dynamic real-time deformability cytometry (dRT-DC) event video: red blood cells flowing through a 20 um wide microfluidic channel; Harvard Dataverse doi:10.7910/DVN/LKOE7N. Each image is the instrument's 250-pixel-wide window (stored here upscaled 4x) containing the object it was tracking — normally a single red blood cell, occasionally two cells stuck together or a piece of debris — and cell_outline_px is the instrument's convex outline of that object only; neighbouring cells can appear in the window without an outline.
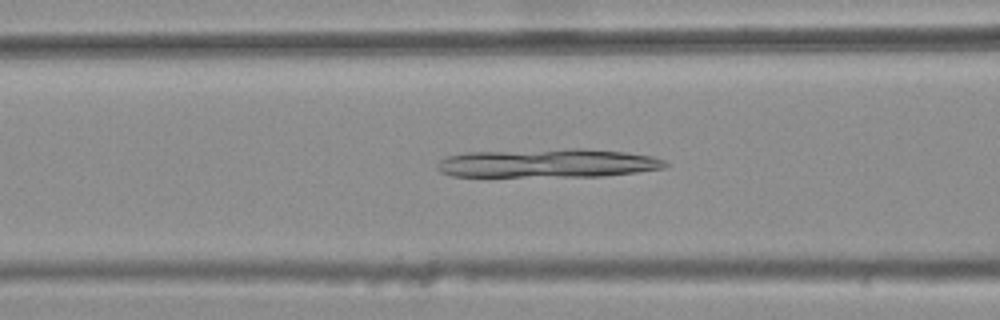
{"species": "common noctule bat (a hibernating species)", "species_latin": "Nyctalus noctula", "temperature_condition": "warm", "stored_images_in_passage": 45, "camera_frame_rate_fps": 3000, "um_per_image_px": 0.085, "animal": {"sex": "female", "body_mass_g": 25.1}, "frame": {"image": 1, "passage_image": 20, "time_ms": 6.333, "image_size_px": [1000, 320], "cell_outline_px": [[668, 168], [636, 172], [600, 176], [452, 176], [440, 172], [436, 168], [436, 164], [440, 160], [448, 156], [468, 152], [568, 148], [588, 148], [628, 152], [652, 156], [664, 160], [668, 164]], "centroid_in_image_um": [46.6, 13.86], "position_along_channel_um": 120.0, "area_um2": 38.49}}
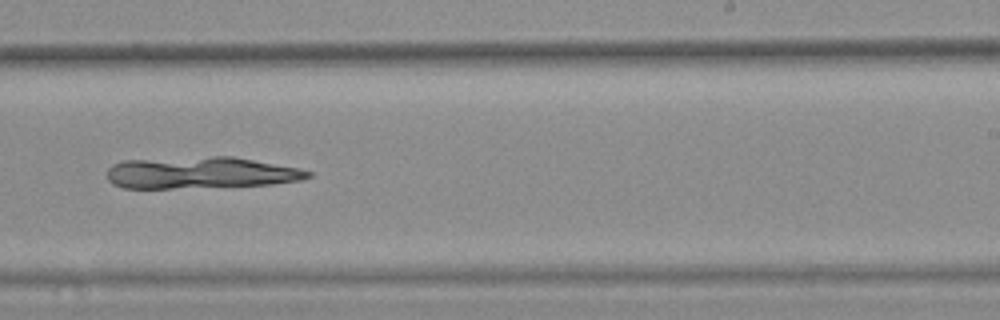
{"frame": {"image": 2, "passage_image": 32, "time_ms": 10.333, "image_size_px": [1000, 320], "cell_outline_px": [[312, 176], [300, 180], [272, 184], [172, 188], [124, 188], [112, 184], [108, 180], [108, 168], [112, 164], [124, 160], [212, 156], [232, 156], [300, 168], [312, 172]], "centroid_in_image_um": [17.04, 14.67], "position_along_channel_um": 272.0, "area_um2": 37.05}}
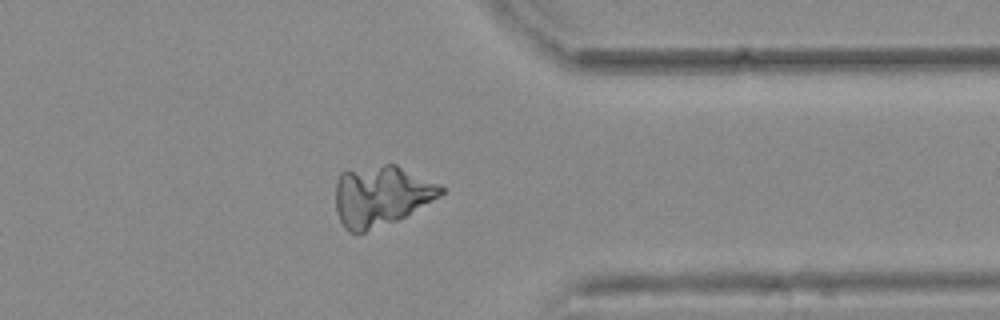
{"frame": {"image": 3, "passage_image": 41, "time_ms": 13.333, "image_size_px": [1000, 320], "cell_outline_px": [[444, 192], [440, 196], [404, 216], [396, 220], [356, 236], [348, 232], [344, 228], [336, 212], [336, 180], [340, 172], [384, 164], [396, 164], [444, 188]], "centroid_in_image_um": [32.32, 16.67], "position_along_channel_um": 379.1, "area_um2": 36.82}}